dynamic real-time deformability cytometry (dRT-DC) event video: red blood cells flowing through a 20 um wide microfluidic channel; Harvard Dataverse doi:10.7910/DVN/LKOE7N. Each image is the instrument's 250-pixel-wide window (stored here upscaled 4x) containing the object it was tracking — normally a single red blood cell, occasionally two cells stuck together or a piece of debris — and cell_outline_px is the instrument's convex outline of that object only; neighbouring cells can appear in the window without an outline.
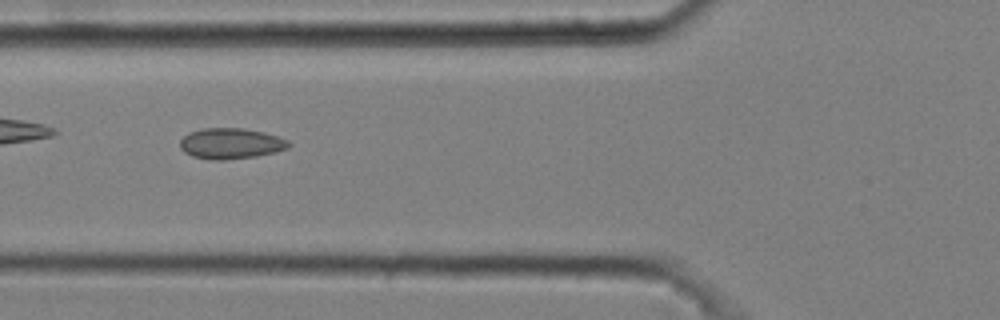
{"species": "common noctule bat (a hibernating species)", "species_latin": "Nyctalus noctula", "temperature_condition": "cold", "stored_images_in_passage": 6, "camera_frame_rate_fps": 3000, "um_per_image_px": 0.085, "animal": {"sex": "male", "body_mass_g": 20.4}, "frame": {"image": 1, "passage_image": 6, "time_ms": 1.667, "image_size_px": [1000, 320], "cell_outline_px": [[292, 144], [288, 148], [276, 152], [256, 156], [224, 160], [212, 160], [192, 156], [184, 152], [180, 148], [180, 140], [188, 132], [200, 128], [244, 128], [264, 132], [288, 140]], "centroid_in_image_um": [19.61, 12.19], "position_along_channel_um": 106.2, "area_um2": 19.65}}